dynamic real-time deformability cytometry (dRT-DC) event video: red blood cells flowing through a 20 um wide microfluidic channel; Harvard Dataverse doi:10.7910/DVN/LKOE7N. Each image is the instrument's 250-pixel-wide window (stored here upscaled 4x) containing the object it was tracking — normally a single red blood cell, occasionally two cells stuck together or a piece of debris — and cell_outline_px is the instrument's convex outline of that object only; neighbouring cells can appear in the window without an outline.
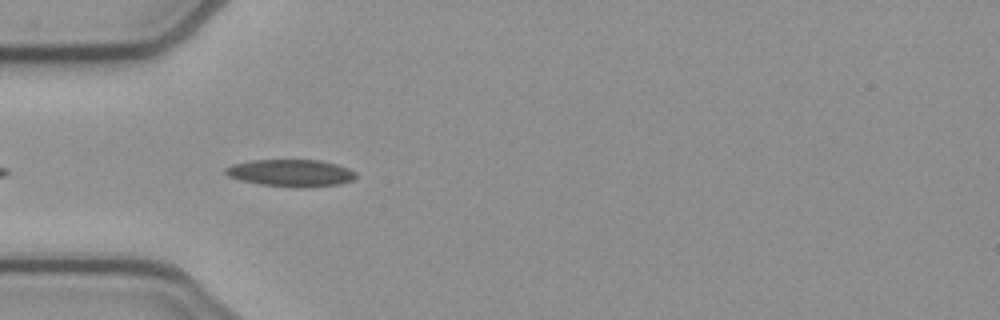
{"species": "common noctule bat (a hibernating species)", "species_latin": "Nyctalus noctula", "temperature_condition": "cold", "stored_images_in_passage": 40, "camera_frame_rate_fps": 3000, "um_per_image_px": 0.085, "animal": {"sex": "female", "body_mass_g": 21.9}, "frame": {"image": 1, "passage_image": 3, "time_ms": 0.667, "image_size_px": [1000, 320], "cell_outline_px": [[356, 176], [352, 180], [340, 184], [308, 188], [300, 188], [260, 184], [240, 180], [228, 176], [224, 172], [224, 168], [232, 164], [252, 160], [320, 160], [336, 164], [348, 168], [356, 172]], "centroid_in_image_um": [24.72, 14.71], "position_along_channel_um": 60.3, "area_um2": 20.75}}
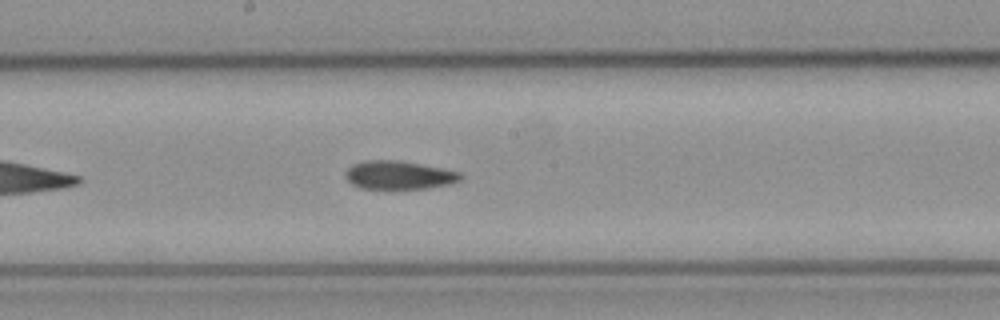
{"frame": {"image": 2, "passage_image": 15, "time_ms": 4.667, "image_size_px": [1000, 320], "cell_outline_px": [[464, 176], [460, 180], [452, 184], [428, 188], [360, 188], [352, 184], [344, 176], [344, 172], [352, 164], [364, 160], [400, 160], [460, 172]], "centroid_in_image_um": [33.9, 14.87], "position_along_channel_um": 214.3, "area_um2": 19.07}}
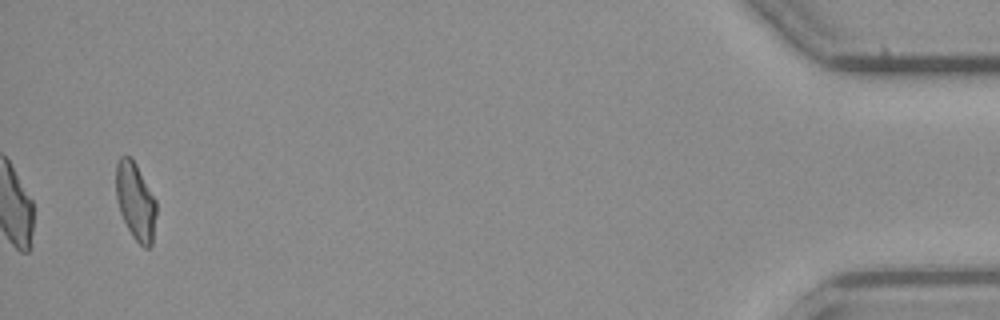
{"frame": {"image": 3, "passage_image": 38, "time_ms": 12.333, "image_size_px": [1000, 320], "cell_outline_px": [[156, 216], [152, 244], [148, 248], [144, 248], [132, 236], [120, 212], [116, 200], [116, 164], [120, 156], [132, 156], [156, 200]], "centroid_in_image_um": [11.52, 17.09], "position_along_channel_um": 423.7, "area_um2": 18.26}, "authors_computed_cell_mechanics": {"area_um2": 19.074, "velocity_mm_per_s": 3.8823, "shape_relaxation_time_tau1_ms": null, "shape_relaxation_time_tau2_ms": 4.4816, "deformation_change_tau1": null, "deformation_change_tau2": 0.1059}}